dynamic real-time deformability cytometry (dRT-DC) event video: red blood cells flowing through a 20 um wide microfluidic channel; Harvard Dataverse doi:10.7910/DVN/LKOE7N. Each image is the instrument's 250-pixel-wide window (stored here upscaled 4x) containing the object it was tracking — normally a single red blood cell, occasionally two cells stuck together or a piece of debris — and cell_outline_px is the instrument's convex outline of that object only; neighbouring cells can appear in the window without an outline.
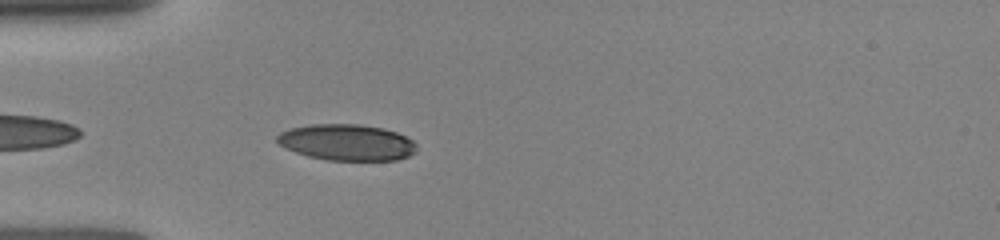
{"species": "human", "species_latin": "Homo sapiens", "temperature_condition": "room temperature", "stored_images_in_passage": 27, "camera_frame_rate_fps": 3000, "um_per_image_px": 0.085, "donor": {"sex": "female"}, "frame": {"image": 1, "passage_image": 6, "time_ms": 1.0, "image_size_px": [1000, 240], "cell_outline_px": [[416, 152], [408, 156], [396, 160], [328, 160], [308, 156], [296, 152], [280, 144], [276, 140], [276, 136], [280, 132], [292, 128], [312, 124], [360, 124], [384, 128], [396, 132], [412, 140], [416, 144]], "centroid_in_image_um": [29.5, 12.1], "position_along_channel_um": 55.5, "area_um2": 29.3}}
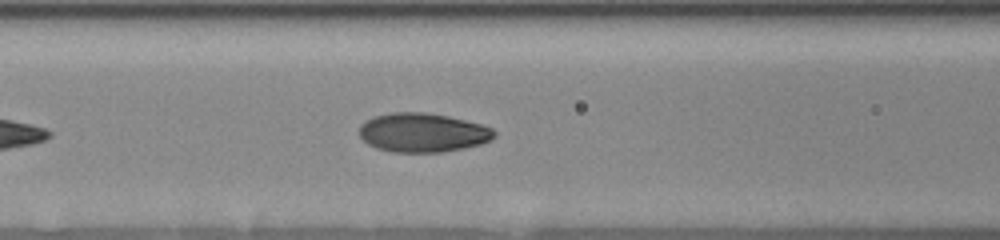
{"frame": {"image": 2, "passage_image": 17, "time_ms": 3.0, "image_size_px": [1000, 240], "cell_outline_px": [[496, 136], [480, 144], [464, 148], [440, 152], [392, 152], [376, 148], [368, 144], [360, 136], [360, 124], [372, 116], [388, 112], [424, 112], [448, 116], [480, 124], [492, 128], [496, 132]], "centroid_in_image_um": [35.89, 11.26], "position_along_channel_um": 130.7, "area_um2": 30.75}}
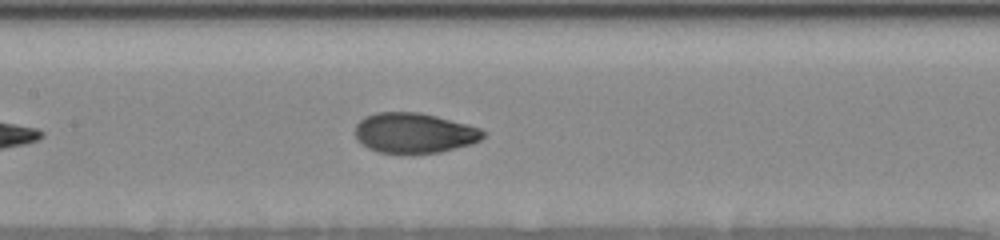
{"frame": {"image": 3, "passage_image": 24, "time_ms": 4.0, "image_size_px": [1000, 240], "cell_outline_px": [[488, 132], [480, 140], [472, 144], [440, 152], [376, 152], [368, 148], [356, 140], [356, 124], [364, 116], [376, 112], [420, 112], [436, 116], [480, 128]], "centroid_in_image_um": [35.2, 11.29], "position_along_channel_um": 172.2, "area_um2": 29.82}}